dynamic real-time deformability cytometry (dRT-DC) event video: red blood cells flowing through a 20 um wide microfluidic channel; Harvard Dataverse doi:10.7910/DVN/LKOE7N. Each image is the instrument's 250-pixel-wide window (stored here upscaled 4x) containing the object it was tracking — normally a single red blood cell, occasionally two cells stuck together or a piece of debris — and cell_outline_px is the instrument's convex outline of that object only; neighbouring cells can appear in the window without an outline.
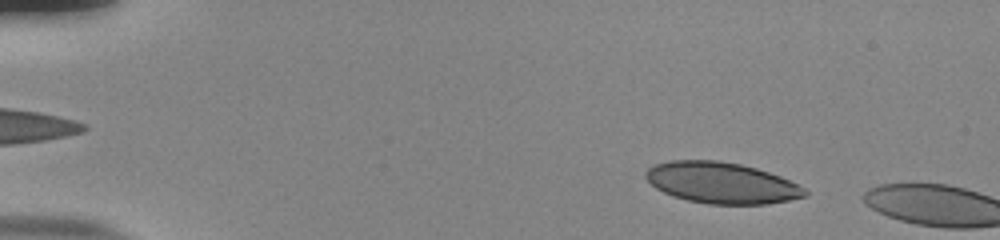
{"species": "human", "species_latin": "Homo sapiens", "temperature_condition": "room temperature", "stored_images_in_passage": 9, "camera_frame_rate_fps": 3000, "um_per_image_px": 0.085, "donor": {"sex": "male"}, "frame": {"image": 1, "passage_image": 7, "time_ms": 2.0, "image_size_px": [1000, 240], "cell_outline_px": [[808, 196], [768, 204], [708, 204], [688, 200], [672, 196], [656, 188], [644, 176], [644, 172], [648, 168], [656, 164], [672, 160], [720, 160], [740, 164], [756, 168], [780, 176], [804, 188], [808, 192]], "centroid_in_image_um": [61.32, 15.54], "position_along_channel_um": 23.7, "area_um2": 38.09}}